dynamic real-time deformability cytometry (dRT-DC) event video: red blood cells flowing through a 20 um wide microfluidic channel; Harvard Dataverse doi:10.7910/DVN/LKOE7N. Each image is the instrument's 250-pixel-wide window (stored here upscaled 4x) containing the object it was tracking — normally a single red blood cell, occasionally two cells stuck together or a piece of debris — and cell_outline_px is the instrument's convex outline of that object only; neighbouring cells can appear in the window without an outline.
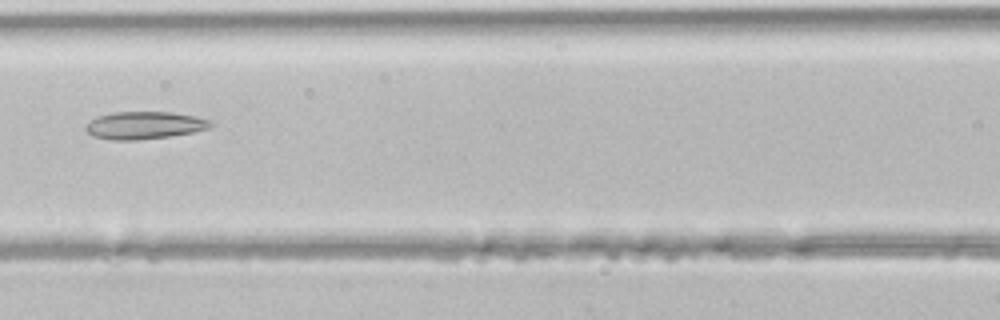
{"species": "common noctule bat (a hibernating species)", "species_latin": "Nyctalus noctula", "temperature_condition": "room temperature", "stored_images_in_passage": 9, "camera_frame_rate_fps": 3000, "um_per_image_px": 0.085, "animal": {"sex": "male", "body_mass_g": 21.5, "forearm_length_mm": 52.0}, "frame": {"image": 1, "passage_image": 6, "time_ms": 1.667, "image_size_px": [1000, 320], "cell_outline_px": [[212, 124], [208, 128], [192, 132], [168, 136], [136, 140], [112, 140], [92, 136], [84, 128], [84, 124], [96, 116], [112, 112], [172, 112], [196, 116], [208, 120]], "centroid_in_image_um": [12.19, 10.64], "position_along_channel_um": 154.4, "area_um2": 20.0}}